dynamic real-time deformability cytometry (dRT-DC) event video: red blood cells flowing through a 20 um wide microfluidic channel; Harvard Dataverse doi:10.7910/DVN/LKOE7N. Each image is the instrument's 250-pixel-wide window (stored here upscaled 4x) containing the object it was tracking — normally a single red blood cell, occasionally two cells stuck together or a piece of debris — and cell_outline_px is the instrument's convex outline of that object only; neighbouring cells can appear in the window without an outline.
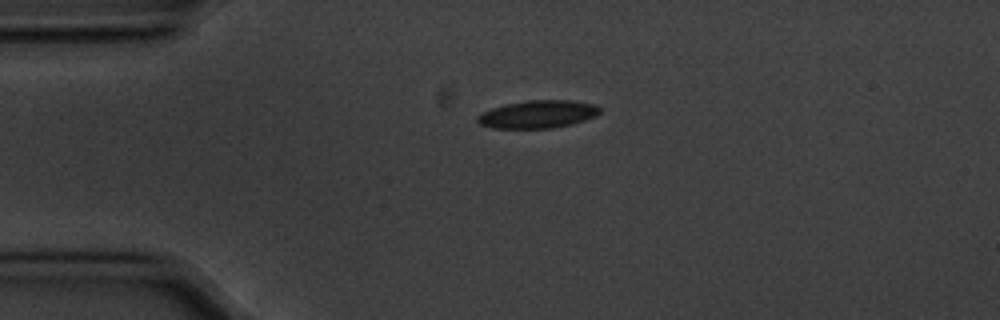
{"species": "common noctule bat (a hibernating species)", "species_latin": "Nyctalus noctula", "temperature_condition": "cold", "stored_images_in_passage": 44, "camera_frame_rate_fps": 3000, "um_per_image_px": 0.085, "animal": {"sex": "male", "body_mass_g": 20.1, "forearm_length_mm": 53.5}, "frame": {"image": 1, "passage_image": 1, "time_ms": 0.0, "image_size_px": [1000, 320], "cell_outline_px": [[600, 112], [596, 116], [572, 124], [552, 128], [492, 128], [480, 124], [476, 120], [476, 116], [492, 108], [504, 104], [528, 100], [572, 100], [596, 104], [600, 108]], "centroid_in_image_um": [45.73, 9.7], "position_along_channel_um": 39.3, "area_um2": 19.88}}
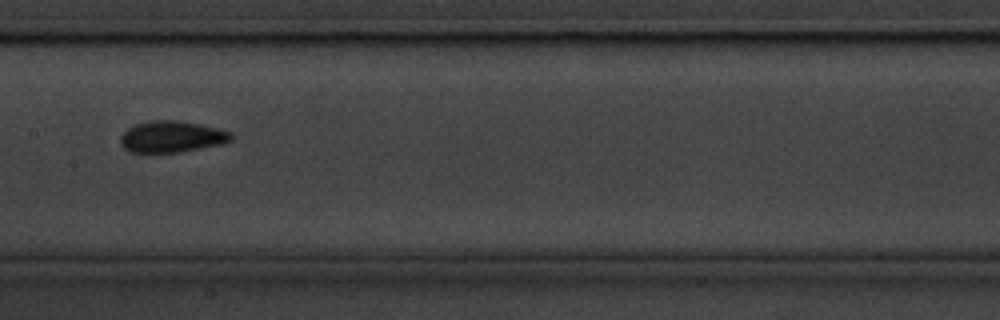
{"frame": {"image": 2, "passage_image": 16, "time_ms": 5.0, "image_size_px": [1000, 320], "cell_outline_px": [[236, 136], [232, 140], [224, 144], [180, 152], [132, 152], [124, 148], [120, 144], [120, 136], [128, 128], [136, 124], [148, 120], [176, 120], [200, 124], [220, 128], [232, 132]], "centroid_in_image_um": [14.66, 11.61], "position_along_channel_um": 192.7, "area_um2": 20.58}}
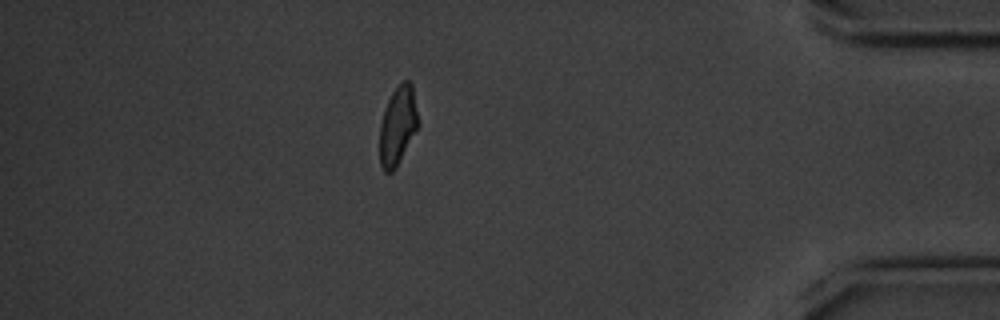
{"frame": {"image": 3, "passage_image": 37, "time_ms": 12.0, "image_size_px": [1000, 320], "cell_outline_px": [[420, 124], [396, 168], [392, 172], [384, 172], [380, 164], [380, 124], [384, 108], [392, 92], [404, 80], [408, 80], [412, 84]], "centroid_in_image_um": [33.82, 10.69], "position_along_channel_um": 401.4, "area_um2": 17.74}, "authors_computed_cell_mechanics": {"area_um2": 19.074, "velocity_mm_per_s": 3.5683, "shape_relaxation_time_tau1_ms": 3.3458, "shape_relaxation_time_tau2_ms": 3.359, "deformation_change_tau1": 0.1003, "deformation_change_tau2": 0.0928}}